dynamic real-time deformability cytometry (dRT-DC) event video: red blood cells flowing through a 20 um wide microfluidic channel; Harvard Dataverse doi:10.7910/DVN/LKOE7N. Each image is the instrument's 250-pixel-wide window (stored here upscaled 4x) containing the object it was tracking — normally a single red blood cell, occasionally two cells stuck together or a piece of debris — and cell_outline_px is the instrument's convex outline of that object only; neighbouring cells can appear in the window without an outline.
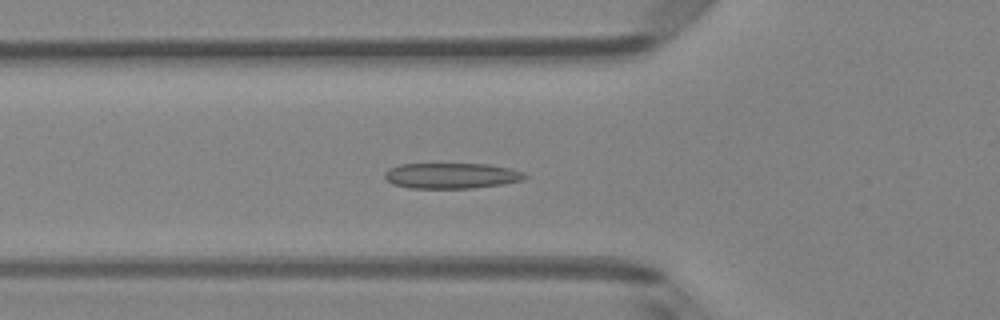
{"species": "Egyptian fruit bat (a non-hibernating species)", "species_latin": "Rousettus aegyptiacus", "temperature_condition": "room temperature", "stored_images_in_passage": 45, "camera_frame_rate_fps": 3000, "um_per_image_px": 0.085, "animal": {"sex": "female"}, "frame": {"image": 1, "passage_image": 11, "time_ms": 3.333, "image_size_px": [1000, 320], "cell_outline_px": [[528, 176], [524, 180], [504, 184], [472, 188], [408, 188], [392, 184], [384, 176], [384, 172], [388, 168], [400, 164], [488, 164], [512, 168], [524, 172]], "centroid_in_image_um": [38.4, 14.93], "position_along_channel_um": 87.4, "area_um2": 21.15}}
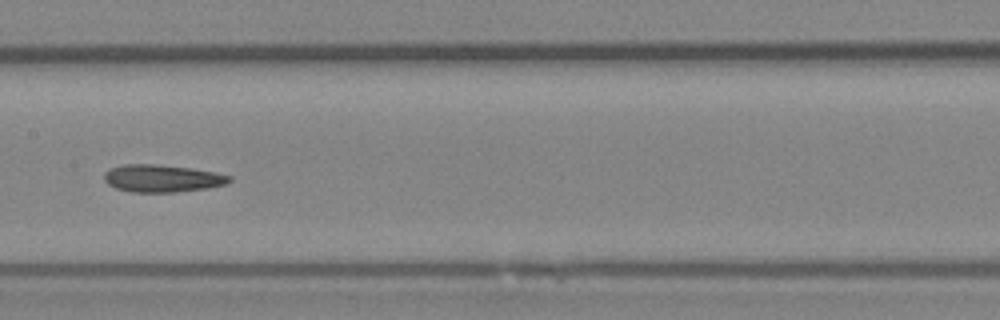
{"frame": {"image": 2, "passage_image": 19, "time_ms": 6.0, "image_size_px": [1000, 320], "cell_outline_px": [[232, 180], [228, 184], [208, 188], [176, 192], [132, 192], [116, 188], [108, 184], [104, 180], [104, 172], [112, 168], [124, 164], [152, 164], [192, 168], [216, 172], [232, 176]], "centroid_in_image_um": [13.82, 15.16], "position_along_channel_um": 193.6, "area_um2": 20.11}}
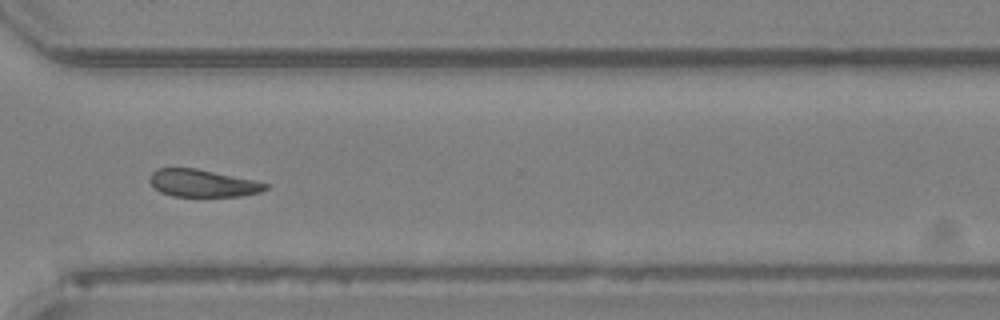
{"frame": {"image": 3, "passage_image": 31, "time_ms": 10.0, "image_size_px": [1000, 320], "cell_outline_px": [[268, 188], [260, 192], [240, 196], [172, 196], [160, 192], [148, 180], [148, 176], [156, 168], [196, 168], [252, 180], [268, 184]], "centroid_in_image_um": [17.17, 15.57], "position_along_channel_um": 353.4, "area_um2": 18.32}, "authors_computed_cell_mechanics": {"area_um2": 20.1722, "velocity_mm_per_s": 3.981, "shape_relaxation_time_tau1_ms": 8.6395, "shape_relaxation_time_tau2_ms": 3.0076, "deformation_change_tau1": 0.1986, "deformation_change_tau2": 0.0994}}